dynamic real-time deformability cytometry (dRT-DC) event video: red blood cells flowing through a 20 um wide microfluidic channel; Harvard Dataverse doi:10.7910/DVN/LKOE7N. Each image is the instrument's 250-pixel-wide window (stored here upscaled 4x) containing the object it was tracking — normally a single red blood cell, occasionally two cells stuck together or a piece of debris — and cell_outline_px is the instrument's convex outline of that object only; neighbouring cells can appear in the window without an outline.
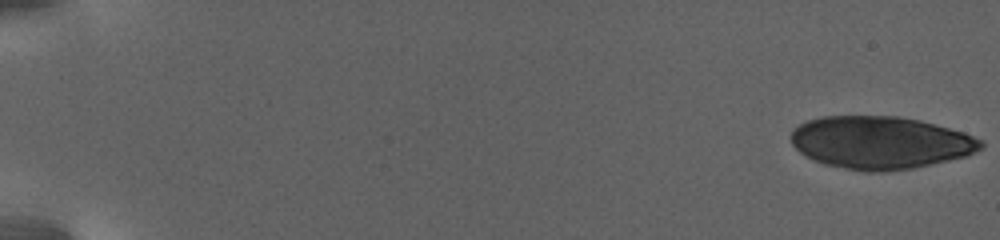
{"species": "human", "species_latin": "Homo sapiens", "temperature_condition": "warm", "stored_images_in_passage": 35, "camera_frame_rate_fps": 3000, "um_per_image_px": 0.085, "donor": {"sex": "female"}, "frame": {"image": 1, "passage_image": 1, "time_ms": 0.0, "image_size_px": [1000, 240], "cell_outline_px": [[984, 148], [964, 156], [948, 160], [912, 168], [884, 172], [864, 172], [824, 164], [812, 160], [804, 156], [792, 144], [792, 128], [808, 120], [824, 116], [896, 116], [920, 120], [964, 132], [980, 140], [984, 144]], "centroid_in_image_um": [74.8, 12.12], "position_along_channel_um": 10.2, "area_um2": 58.2}}